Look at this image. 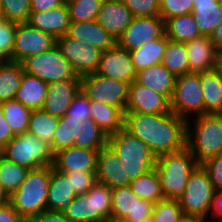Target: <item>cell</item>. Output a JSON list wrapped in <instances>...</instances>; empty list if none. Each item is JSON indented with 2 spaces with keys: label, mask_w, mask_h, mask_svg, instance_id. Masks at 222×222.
I'll return each mask as SVG.
<instances>
[{
  "label": "cell",
  "mask_w": 222,
  "mask_h": 222,
  "mask_svg": "<svg viewBox=\"0 0 222 222\" xmlns=\"http://www.w3.org/2000/svg\"><path fill=\"white\" fill-rule=\"evenodd\" d=\"M124 128L141 139L156 158L186 147L187 120L172 111L163 114L125 112Z\"/></svg>",
  "instance_id": "obj_1"
},
{
  "label": "cell",
  "mask_w": 222,
  "mask_h": 222,
  "mask_svg": "<svg viewBox=\"0 0 222 222\" xmlns=\"http://www.w3.org/2000/svg\"><path fill=\"white\" fill-rule=\"evenodd\" d=\"M186 147L199 165L211 157L221 155L222 114H203L188 119Z\"/></svg>",
  "instance_id": "obj_2"
},
{
  "label": "cell",
  "mask_w": 222,
  "mask_h": 222,
  "mask_svg": "<svg viewBox=\"0 0 222 222\" xmlns=\"http://www.w3.org/2000/svg\"><path fill=\"white\" fill-rule=\"evenodd\" d=\"M198 165L187 147L157 157L154 168L158 173L164 198L178 200L184 193L190 174Z\"/></svg>",
  "instance_id": "obj_3"
},
{
  "label": "cell",
  "mask_w": 222,
  "mask_h": 222,
  "mask_svg": "<svg viewBox=\"0 0 222 222\" xmlns=\"http://www.w3.org/2000/svg\"><path fill=\"white\" fill-rule=\"evenodd\" d=\"M51 166L29 170L20 187L10 196V204L22 218H32L47 210Z\"/></svg>",
  "instance_id": "obj_4"
},
{
  "label": "cell",
  "mask_w": 222,
  "mask_h": 222,
  "mask_svg": "<svg viewBox=\"0 0 222 222\" xmlns=\"http://www.w3.org/2000/svg\"><path fill=\"white\" fill-rule=\"evenodd\" d=\"M108 145L124 165L125 179H136L155 166L156 157L148 146L124 127L108 137Z\"/></svg>",
  "instance_id": "obj_5"
},
{
  "label": "cell",
  "mask_w": 222,
  "mask_h": 222,
  "mask_svg": "<svg viewBox=\"0 0 222 222\" xmlns=\"http://www.w3.org/2000/svg\"><path fill=\"white\" fill-rule=\"evenodd\" d=\"M3 157L29 170L53 165L51 148L29 132L15 135L3 147Z\"/></svg>",
  "instance_id": "obj_6"
},
{
  "label": "cell",
  "mask_w": 222,
  "mask_h": 222,
  "mask_svg": "<svg viewBox=\"0 0 222 222\" xmlns=\"http://www.w3.org/2000/svg\"><path fill=\"white\" fill-rule=\"evenodd\" d=\"M215 192L208 172L198 165L190 174L184 193L178 199L184 215L208 219Z\"/></svg>",
  "instance_id": "obj_7"
},
{
  "label": "cell",
  "mask_w": 222,
  "mask_h": 222,
  "mask_svg": "<svg viewBox=\"0 0 222 222\" xmlns=\"http://www.w3.org/2000/svg\"><path fill=\"white\" fill-rule=\"evenodd\" d=\"M21 63L26 73L38 77L47 84L66 79H80L57 45L43 53L29 56Z\"/></svg>",
  "instance_id": "obj_8"
},
{
  "label": "cell",
  "mask_w": 222,
  "mask_h": 222,
  "mask_svg": "<svg viewBox=\"0 0 222 222\" xmlns=\"http://www.w3.org/2000/svg\"><path fill=\"white\" fill-rule=\"evenodd\" d=\"M170 108L173 113L186 120L204 114L200 73L191 72L176 77Z\"/></svg>",
  "instance_id": "obj_9"
},
{
  "label": "cell",
  "mask_w": 222,
  "mask_h": 222,
  "mask_svg": "<svg viewBox=\"0 0 222 222\" xmlns=\"http://www.w3.org/2000/svg\"><path fill=\"white\" fill-rule=\"evenodd\" d=\"M80 80L81 90L89 100L119 107L125 113L129 83L102 76L97 72L81 76Z\"/></svg>",
  "instance_id": "obj_10"
},
{
  "label": "cell",
  "mask_w": 222,
  "mask_h": 222,
  "mask_svg": "<svg viewBox=\"0 0 222 222\" xmlns=\"http://www.w3.org/2000/svg\"><path fill=\"white\" fill-rule=\"evenodd\" d=\"M56 45L62 55L71 64L77 76L97 72L102 51L98 48L80 42L70 37L68 34L56 39Z\"/></svg>",
  "instance_id": "obj_11"
},
{
  "label": "cell",
  "mask_w": 222,
  "mask_h": 222,
  "mask_svg": "<svg viewBox=\"0 0 222 222\" xmlns=\"http://www.w3.org/2000/svg\"><path fill=\"white\" fill-rule=\"evenodd\" d=\"M110 218L124 222H140L153 212L152 202L140 199L129 186L111 189Z\"/></svg>",
  "instance_id": "obj_12"
},
{
  "label": "cell",
  "mask_w": 222,
  "mask_h": 222,
  "mask_svg": "<svg viewBox=\"0 0 222 222\" xmlns=\"http://www.w3.org/2000/svg\"><path fill=\"white\" fill-rule=\"evenodd\" d=\"M56 45V39L31 26L28 22L17 23L12 53L13 62H22L29 56L43 53Z\"/></svg>",
  "instance_id": "obj_13"
},
{
  "label": "cell",
  "mask_w": 222,
  "mask_h": 222,
  "mask_svg": "<svg viewBox=\"0 0 222 222\" xmlns=\"http://www.w3.org/2000/svg\"><path fill=\"white\" fill-rule=\"evenodd\" d=\"M165 34V21L160 16L133 17L116 43L127 51L160 39Z\"/></svg>",
  "instance_id": "obj_14"
},
{
  "label": "cell",
  "mask_w": 222,
  "mask_h": 222,
  "mask_svg": "<svg viewBox=\"0 0 222 222\" xmlns=\"http://www.w3.org/2000/svg\"><path fill=\"white\" fill-rule=\"evenodd\" d=\"M97 73L131 84L136 79V69L132 64L129 51L121 48L117 43L102 51Z\"/></svg>",
  "instance_id": "obj_15"
},
{
  "label": "cell",
  "mask_w": 222,
  "mask_h": 222,
  "mask_svg": "<svg viewBox=\"0 0 222 222\" xmlns=\"http://www.w3.org/2000/svg\"><path fill=\"white\" fill-rule=\"evenodd\" d=\"M170 111V100L165 95L146 88L135 80L129 85L125 112L163 114Z\"/></svg>",
  "instance_id": "obj_16"
},
{
  "label": "cell",
  "mask_w": 222,
  "mask_h": 222,
  "mask_svg": "<svg viewBox=\"0 0 222 222\" xmlns=\"http://www.w3.org/2000/svg\"><path fill=\"white\" fill-rule=\"evenodd\" d=\"M100 149L70 147L53 155V169L58 172L97 171Z\"/></svg>",
  "instance_id": "obj_17"
},
{
  "label": "cell",
  "mask_w": 222,
  "mask_h": 222,
  "mask_svg": "<svg viewBox=\"0 0 222 222\" xmlns=\"http://www.w3.org/2000/svg\"><path fill=\"white\" fill-rule=\"evenodd\" d=\"M80 90V79H66L49 83L42 109L49 114L60 118L65 115L74 97Z\"/></svg>",
  "instance_id": "obj_18"
},
{
  "label": "cell",
  "mask_w": 222,
  "mask_h": 222,
  "mask_svg": "<svg viewBox=\"0 0 222 222\" xmlns=\"http://www.w3.org/2000/svg\"><path fill=\"white\" fill-rule=\"evenodd\" d=\"M189 57L190 73L207 72L218 68L221 52L209 36H200L185 44Z\"/></svg>",
  "instance_id": "obj_19"
},
{
  "label": "cell",
  "mask_w": 222,
  "mask_h": 222,
  "mask_svg": "<svg viewBox=\"0 0 222 222\" xmlns=\"http://www.w3.org/2000/svg\"><path fill=\"white\" fill-rule=\"evenodd\" d=\"M96 175L97 182L111 189L129 186L131 182L125 179L124 165L109 145L99 150Z\"/></svg>",
  "instance_id": "obj_20"
},
{
  "label": "cell",
  "mask_w": 222,
  "mask_h": 222,
  "mask_svg": "<svg viewBox=\"0 0 222 222\" xmlns=\"http://www.w3.org/2000/svg\"><path fill=\"white\" fill-rule=\"evenodd\" d=\"M132 19L131 11L122 0H104L96 20L117 41Z\"/></svg>",
  "instance_id": "obj_21"
},
{
  "label": "cell",
  "mask_w": 222,
  "mask_h": 222,
  "mask_svg": "<svg viewBox=\"0 0 222 222\" xmlns=\"http://www.w3.org/2000/svg\"><path fill=\"white\" fill-rule=\"evenodd\" d=\"M31 26L55 39L66 35L70 27L69 11L66 3L44 12H31L27 21Z\"/></svg>",
  "instance_id": "obj_22"
},
{
  "label": "cell",
  "mask_w": 222,
  "mask_h": 222,
  "mask_svg": "<svg viewBox=\"0 0 222 222\" xmlns=\"http://www.w3.org/2000/svg\"><path fill=\"white\" fill-rule=\"evenodd\" d=\"M67 34L101 51H105L116 44V40L98 24L97 20L70 22Z\"/></svg>",
  "instance_id": "obj_23"
},
{
  "label": "cell",
  "mask_w": 222,
  "mask_h": 222,
  "mask_svg": "<svg viewBox=\"0 0 222 222\" xmlns=\"http://www.w3.org/2000/svg\"><path fill=\"white\" fill-rule=\"evenodd\" d=\"M135 81L146 88L165 95L171 100L176 76L160 63L137 72Z\"/></svg>",
  "instance_id": "obj_24"
},
{
  "label": "cell",
  "mask_w": 222,
  "mask_h": 222,
  "mask_svg": "<svg viewBox=\"0 0 222 222\" xmlns=\"http://www.w3.org/2000/svg\"><path fill=\"white\" fill-rule=\"evenodd\" d=\"M69 179L51 166V180L48 188L47 210L63 212L76 197Z\"/></svg>",
  "instance_id": "obj_25"
},
{
  "label": "cell",
  "mask_w": 222,
  "mask_h": 222,
  "mask_svg": "<svg viewBox=\"0 0 222 222\" xmlns=\"http://www.w3.org/2000/svg\"><path fill=\"white\" fill-rule=\"evenodd\" d=\"M204 114H222V72L219 68L200 72Z\"/></svg>",
  "instance_id": "obj_26"
},
{
  "label": "cell",
  "mask_w": 222,
  "mask_h": 222,
  "mask_svg": "<svg viewBox=\"0 0 222 222\" xmlns=\"http://www.w3.org/2000/svg\"><path fill=\"white\" fill-rule=\"evenodd\" d=\"M91 119L110 137L124 127L125 113L116 106L90 100Z\"/></svg>",
  "instance_id": "obj_27"
},
{
  "label": "cell",
  "mask_w": 222,
  "mask_h": 222,
  "mask_svg": "<svg viewBox=\"0 0 222 222\" xmlns=\"http://www.w3.org/2000/svg\"><path fill=\"white\" fill-rule=\"evenodd\" d=\"M47 86L46 82L25 72L14 99L32 110L42 109L47 95Z\"/></svg>",
  "instance_id": "obj_28"
},
{
  "label": "cell",
  "mask_w": 222,
  "mask_h": 222,
  "mask_svg": "<svg viewBox=\"0 0 222 222\" xmlns=\"http://www.w3.org/2000/svg\"><path fill=\"white\" fill-rule=\"evenodd\" d=\"M166 46L167 37L166 34H164L160 39L152 40L149 43H144L141 47L135 50H130L129 55L136 72L160 64Z\"/></svg>",
  "instance_id": "obj_29"
},
{
  "label": "cell",
  "mask_w": 222,
  "mask_h": 222,
  "mask_svg": "<svg viewBox=\"0 0 222 222\" xmlns=\"http://www.w3.org/2000/svg\"><path fill=\"white\" fill-rule=\"evenodd\" d=\"M165 34L169 40L184 44L202 36L191 14L167 19L165 21Z\"/></svg>",
  "instance_id": "obj_30"
},
{
  "label": "cell",
  "mask_w": 222,
  "mask_h": 222,
  "mask_svg": "<svg viewBox=\"0 0 222 222\" xmlns=\"http://www.w3.org/2000/svg\"><path fill=\"white\" fill-rule=\"evenodd\" d=\"M24 73V67L20 62H0V103L14 99Z\"/></svg>",
  "instance_id": "obj_31"
},
{
  "label": "cell",
  "mask_w": 222,
  "mask_h": 222,
  "mask_svg": "<svg viewBox=\"0 0 222 222\" xmlns=\"http://www.w3.org/2000/svg\"><path fill=\"white\" fill-rule=\"evenodd\" d=\"M58 123L59 117L53 116L43 109L33 110L30 115L27 132L48 145L53 153V136Z\"/></svg>",
  "instance_id": "obj_32"
},
{
  "label": "cell",
  "mask_w": 222,
  "mask_h": 222,
  "mask_svg": "<svg viewBox=\"0 0 222 222\" xmlns=\"http://www.w3.org/2000/svg\"><path fill=\"white\" fill-rule=\"evenodd\" d=\"M202 36H210L222 20V0L193 5L191 12Z\"/></svg>",
  "instance_id": "obj_33"
},
{
  "label": "cell",
  "mask_w": 222,
  "mask_h": 222,
  "mask_svg": "<svg viewBox=\"0 0 222 222\" xmlns=\"http://www.w3.org/2000/svg\"><path fill=\"white\" fill-rule=\"evenodd\" d=\"M129 187L140 199L152 202L153 204L164 199L160 179L155 168L131 180Z\"/></svg>",
  "instance_id": "obj_34"
},
{
  "label": "cell",
  "mask_w": 222,
  "mask_h": 222,
  "mask_svg": "<svg viewBox=\"0 0 222 222\" xmlns=\"http://www.w3.org/2000/svg\"><path fill=\"white\" fill-rule=\"evenodd\" d=\"M161 64L176 77L190 73L189 57L185 44L167 38V46Z\"/></svg>",
  "instance_id": "obj_35"
},
{
  "label": "cell",
  "mask_w": 222,
  "mask_h": 222,
  "mask_svg": "<svg viewBox=\"0 0 222 222\" xmlns=\"http://www.w3.org/2000/svg\"><path fill=\"white\" fill-rule=\"evenodd\" d=\"M0 109L14 135L27 132L32 109L25 107L16 99L0 103Z\"/></svg>",
  "instance_id": "obj_36"
},
{
  "label": "cell",
  "mask_w": 222,
  "mask_h": 222,
  "mask_svg": "<svg viewBox=\"0 0 222 222\" xmlns=\"http://www.w3.org/2000/svg\"><path fill=\"white\" fill-rule=\"evenodd\" d=\"M87 194L90 196L92 222H104L110 219L112 208L111 188L96 182Z\"/></svg>",
  "instance_id": "obj_37"
},
{
  "label": "cell",
  "mask_w": 222,
  "mask_h": 222,
  "mask_svg": "<svg viewBox=\"0 0 222 222\" xmlns=\"http://www.w3.org/2000/svg\"><path fill=\"white\" fill-rule=\"evenodd\" d=\"M107 145L108 137L91 118L80 122L77 139H74V147L101 149Z\"/></svg>",
  "instance_id": "obj_38"
},
{
  "label": "cell",
  "mask_w": 222,
  "mask_h": 222,
  "mask_svg": "<svg viewBox=\"0 0 222 222\" xmlns=\"http://www.w3.org/2000/svg\"><path fill=\"white\" fill-rule=\"evenodd\" d=\"M29 169L11 162L5 157L0 158V184L11 196L25 180Z\"/></svg>",
  "instance_id": "obj_39"
},
{
  "label": "cell",
  "mask_w": 222,
  "mask_h": 222,
  "mask_svg": "<svg viewBox=\"0 0 222 222\" xmlns=\"http://www.w3.org/2000/svg\"><path fill=\"white\" fill-rule=\"evenodd\" d=\"M80 122V120L66 115L59 118L58 127L53 136V155L58 151L73 147Z\"/></svg>",
  "instance_id": "obj_40"
},
{
  "label": "cell",
  "mask_w": 222,
  "mask_h": 222,
  "mask_svg": "<svg viewBox=\"0 0 222 222\" xmlns=\"http://www.w3.org/2000/svg\"><path fill=\"white\" fill-rule=\"evenodd\" d=\"M104 0H66L70 22L96 20Z\"/></svg>",
  "instance_id": "obj_41"
},
{
  "label": "cell",
  "mask_w": 222,
  "mask_h": 222,
  "mask_svg": "<svg viewBox=\"0 0 222 222\" xmlns=\"http://www.w3.org/2000/svg\"><path fill=\"white\" fill-rule=\"evenodd\" d=\"M154 222H179L185 217L179 200L164 198L153 206Z\"/></svg>",
  "instance_id": "obj_42"
},
{
  "label": "cell",
  "mask_w": 222,
  "mask_h": 222,
  "mask_svg": "<svg viewBox=\"0 0 222 222\" xmlns=\"http://www.w3.org/2000/svg\"><path fill=\"white\" fill-rule=\"evenodd\" d=\"M30 0H0V13L9 22H27L31 13Z\"/></svg>",
  "instance_id": "obj_43"
},
{
  "label": "cell",
  "mask_w": 222,
  "mask_h": 222,
  "mask_svg": "<svg viewBox=\"0 0 222 222\" xmlns=\"http://www.w3.org/2000/svg\"><path fill=\"white\" fill-rule=\"evenodd\" d=\"M63 214L70 222H92L90 196L87 193L76 196Z\"/></svg>",
  "instance_id": "obj_44"
},
{
  "label": "cell",
  "mask_w": 222,
  "mask_h": 222,
  "mask_svg": "<svg viewBox=\"0 0 222 222\" xmlns=\"http://www.w3.org/2000/svg\"><path fill=\"white\" fill-rule=\"evenodd\" d=\"M97 171H74L63 173L70 181V185L77 196L86 194L97 182Z\"/></svg>",
  "instance_id": "obj_45"
},
{
  "label": "cell",
  "mask_w": 222,
  "mask_h": 222,
  "mask_svg": "<svg viewBox=\"0 0 222 222\" xmlns=\"http://www.w3.org/2000/svg\"><path fill=\"white\" fill-rule=\"evenodd\" d=\"M192 0H160V17L166 21L169 18L191 14Z\"/></svg>",
  "instance_id": "obj_46"
},
{
  "label": "cell",
  "mask_w": 222,
  "mask_h": 222,
  "mask_svg": "<svg viewBox=\"0 0 222 222\" xmlns=\"http://www.w3.org/2000/svg\"><path fill=\"white\" fill-rule=\"evenodd\" d=\"M133 17L160 16V0H122Z\"/></svg>",
  "instance_id": "obj_47"
},
{
  "label": "cell",
  "mask_w": 222,
  "mask_h": 222,
  "mask_svg": "<svg viewBox=\"0 0 222 222\" xmlns=\"http://www.w3.org/2000/svg\"><path fill=\"white\" fill-rule=\"evenodd\" d=\"M17 23L7 21L0 28V60L12 61Z\"/></svg>",
  "instance_id": "obj_48"
},
{
  "label": "cell",
  "mask_w": 222,
  "mask_h": 222,
  "mask_svg": "<svg viewBox=\"0 0 222 222\" xmlns=\"http://www.w3.org/2000/svg\"><path fill=\"white\" fill-rule=\"evenodd\" d=\"M66 116L78 119L80 121L91 118L90 100L82 90L74 97L70 107L67 109Z\"/></svg>",
  "instance_id": "obj_49"
},
{
  "label": "cell",
  "mask_w": 222,
  "mask_h": 222,
  "mask_svg": "<svg viewBox=\"0 0 222 222\" xmlns=\"http://www.w3.org/2000/svg\"><path fill=\"white\" fill-rule=\"evenodd\" d=\"M201 165L208 172L215 190H222V154L209 158Z\"/></svg>",
  "instance_id": "obj_50"
},
{
  "label": "cell",
  "mask_w": 222,
  "mask_h": 222,
  "mask_svg": "<svg viewBox=\"0 0 222 222\" xmlns=\"http://www.w3.org/2000/svg\"><path fill=\"white\" fill-rule=\"evenodd\" d=\"M31 12H44L59 7L66 3V0H30Z\"/></svg>",
  "instance_id": "obj_51"
},
{
  "label": "cell",
  "mask_w": 222,
  "mask_h": 222,
  "mask_svg": "<svg viewBox=\"0 0 222 222\" xmlns=\"http://www.w3.org/2000/svg\"><path fill=\"white\" fill-rule=\"evenodd\" d=\"M31 219L34 222H70L69 219L64 216L63 212L49 210H45Z\"/></svg>",
  "instance_id": "obj_52"
},
{
  "label": "cell",
  "mask_w": 222,
  "mask_h": 222,
  "mask_svg": "<svg viewBox=\"0 0 222 222\" xmlns=\"http://www.w3.org/2000/svg\"><path fill=\"white\" fill-rule=\"evenodd\" d=\"M209 218L214 222H222V190H217L213 196ZM212 216V217H210Z\"/></svg>",
  "instance_id": "obj_53"
},
{
  "label": "cell",
  "mask_w": 222,
  "mask_h": 222,
  "mask_svg": "<svg viewBox=\"0 0 222 222\" xmlns=\"http://www.w3.org/2000/svg\"><path fill=\"white\" fill-rule=\"evenodd\" d=\"M21 219L10 203L0 206V222H19Z\"/></svg>",
  "instance_id": "obj_54"
},
{
  "label": "cell",
  "mask_w": 222,
  "mask_h": 222,
  "mask_svg": "<svg viewBox=\"0 0 222 222\" xmlns=\"http://www.w3.org/2000/svg\"><path fill=\"white\" fill-rule=\"evenodd\" d=\"M15 135L0 109V145L4 147Z\"/></svg>",
  "instance_id": "obj_55"
},
{
  "label": "cell",
  "mask_w": 222,
  "mask_h": 222,
  "mask_svg": "<svg viewBox=\"0 0 222 222\" xmlns=\"http://www.w3.org/2000/svg\"><path fill=\"white\" fill-rule=\"evenodd\" d=\"M216 48L222 53V20L209 36Z\"/></svg>",
  "instance_id": "obj_56"
},
{
  "label": "cell",
  "mask_w": 222,
  "mask_h": 222,
  "mask_svg": "<svg viewBox=\"0 0 222 222\" xmlns=\"http://www.w3.org/2000/svg\"><path fill=\"white\" fill-rule=\"evenodd\" d=\"M10 203V196L0 184V206Z\"/></svg>",
  "instance_id": "obj_57"
},
{
  "label": "cell",
  "mask_w": 222,
  "mask_h": 222,
  "mask_svg": "<svg viewBox=\"0 0 222 222\" xmlns=\"http://www.w3.org/2000/svg\"><path fill=\"white\" fill-rule=\"evenodd\" d=\"M179 222H209V219L185 216ZM210 222H212V220H210Z\"/></svg>",
  "instance_id": "obj_58"
},
{
  "label": "cell",
  "mask_w": 222,
  "mask_h": 222,
  "mask_svg": "<svg viewBox=\"0 0 222 222\" xmlns=\"http://www.w3.org/2000/svg\"><path fill=\"white\" fill-rule=\"evenodd\" d=\"M192 1L194 5H197V4L212 3L217 0H192Z\"/></svg>",
  "instance_id": "obj_59"
},
{
  "label": "cell",
  "mask_w": 222,
  "mask_h": 222,
  "mask_svg": "<svg viewBox=\"0 0 222 222\" xmlns=\"http://www.w3.org/2000/svg\"><path fill=\"white\" fill-rule=\"evenodd\" d=\"M140 222H154L153 214L145 217L142 221Z\"/></svg>",
  "instance_id": "obj_60"
},
{
  "label": "cell",
  "mask_w": 222,
  "mask_h": 222,
  "mask_svg": "<svg viewBox=\"0 0 222 222\" xmlns=\"http://www.w3.org/2000/svg\"><path fill=\"white\" fill-rule=\"evenodd\" d=\"M7 22L5 17L0 13V28Z\"/></svg>",
  "instance_id": "obj_61"
},
{
  "label": "cell",
  "mask_w": 222,
  "mask_h": 222,
  "mask_svg": "<svg viewBox=\"0 0 222 222\" xmlns=\"http://www.w3.org/2000/svg\"><path fill=\"white\" fill-rule=\"evenodd\" d=\"M218 68H219V69L221 70V72H222V53L220 54Z\"/></svg>",
  "instance_id": "obj_62"
},
{
  "label": "cell",
  "mask_w": 222,
  "mask_h": 222,
  "mask_svg": "<svg viewBox=\"0 0 222 222\" xmlns=\"http://www.w3.org/2000/svg\"><path fill=\"white\" fill-rule=\"evenodd\" d=\"M19 222H34L31 218H22Z\"/></svg>",
  "instance_id": "obj_63"
},
{
  "label": "cell",
  "mask_w": 222,
  "mask_h": 222,
  "mask_svg": "<svg viewBox=\"0 0 222 222\" xmlns=\"http://www.w3.org/2000/svg\"><path fill=\"white\" fill-rule=\"evenodd\" d=\"M104 222H124V221H121V220H114V219H107L105 220Z\"/></svg>",
  "instance_id": "obj_64"
},
{
  "label": "cell",
  "mask_w": 222,
  "mask_h": 222,
  "mask_svg": "<svg viewBox=\"0 0 222 222\" xmlns=\"http://www.w3.org/2000/svg\"><path fill=\"white\" fill-rule=\"evenodd\" d=\"M3 156V147L0 145V158Z\"/></svg>",
  "instance_id": "obj_65"
}]
</instances>
